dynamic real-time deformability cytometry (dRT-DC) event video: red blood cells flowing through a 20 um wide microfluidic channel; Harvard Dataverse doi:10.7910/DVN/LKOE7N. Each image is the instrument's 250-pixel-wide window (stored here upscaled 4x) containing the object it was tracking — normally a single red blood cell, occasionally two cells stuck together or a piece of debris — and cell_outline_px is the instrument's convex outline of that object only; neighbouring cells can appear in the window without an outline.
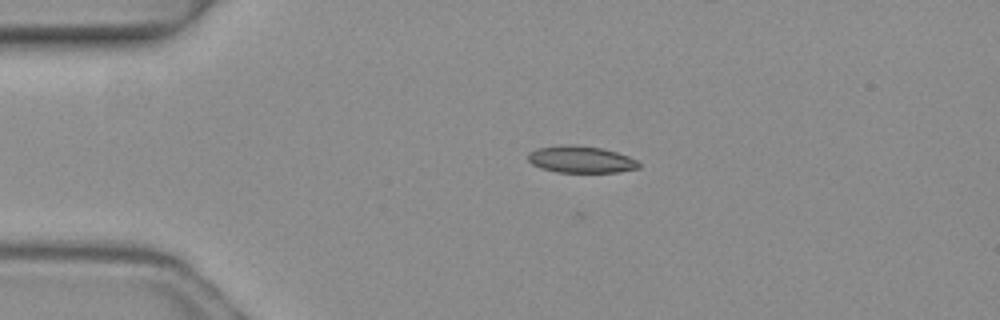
{"species": "common noctule bat (a hibernating species)", "species_latin": "Nyctalus noctula", "temperature_condition": "warm", "stored_images_in_passage": 3, "camera_frame_rate_fps": 3000, "um_per_image_px": 0.085, "animal": {"sex": "female", "body_mass_g": 19.3, "forearm_length_mm": 54.1}, "frame": {"image": 1, "passage_image": 2, "time_ms": 0.333, "image_size_px": [1000, 320], "cell_outline_px": [[640, 168], [620, 172], [556, 172], [540, 168], [532, 164], [528, 160], [528, 152], [536, 148], [568, 144], [572, 144], [604, 148], [628, 156], [636, 160], [640, 164]], "centroid_in_image_um": [49.37, 13.55], "position_along_channel_um": 35.6, "area_um2": 17.51}}